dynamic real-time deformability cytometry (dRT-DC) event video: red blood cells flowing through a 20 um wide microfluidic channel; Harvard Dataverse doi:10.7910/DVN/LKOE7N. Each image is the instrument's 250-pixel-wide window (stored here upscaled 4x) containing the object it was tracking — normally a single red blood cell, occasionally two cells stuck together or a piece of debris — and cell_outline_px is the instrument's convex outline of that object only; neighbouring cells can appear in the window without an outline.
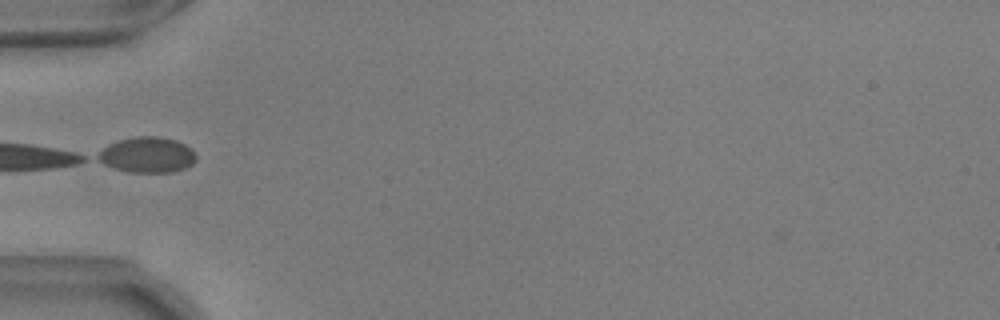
{"species": "common noctule bat (a hibernating species)", "species_latin": "Nyctalus noctula", "temperature_condition": "warm", "stored_images_in_passage": 3, "camera_frame_rate_fps": 3000, "um_per_image_px": 0.085, "animal": {"sex": "male", "body_mass_g": 17.9, "forearm_length_mm": 54.2}, "frame": {"image": 1, "passage_image": 1, "time_ms": 0.0, "image_size_px": [1000, 320], "cell_outline_px": [[196, 160], [192, 164], [184, 168], [172, 172], [128, 172], [104, 164], [96, 160], [92, 156], [108, 144], [120, 140], [136, 136], [156, 136], [176, 140], [192, 148], [196, 156]], "centroid_in_image_um": [12.47, 13.16], "position_along_channel_um": 72.5, "area_um2": 20.52}}